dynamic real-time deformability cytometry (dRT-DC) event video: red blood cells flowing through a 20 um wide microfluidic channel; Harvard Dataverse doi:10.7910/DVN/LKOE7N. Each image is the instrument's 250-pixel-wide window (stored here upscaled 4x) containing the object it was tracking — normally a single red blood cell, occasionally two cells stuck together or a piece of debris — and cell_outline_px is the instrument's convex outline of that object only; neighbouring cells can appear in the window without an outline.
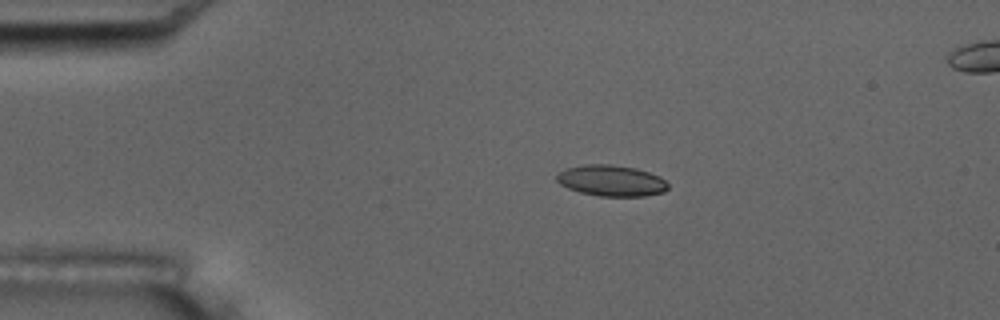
{"species": "common noctule bat (a hibernating species)", "species_latin": "Nyctalus noctula", "temperature_condition": "room temperature", "stored_images_in_passage": 9, "camera_frame_rate_fps": 3000, "um_per_image_px": 0.085, "animal": {"sex": "male", "body_mass_g": 17.5, "forearm_length_mm": 52.3}, "frame": {"image": 1, "passage_image": 3, "time_ms": 2.0, "image_size_px": [1000, 320], "cell_outline_px": [[668, 188], [664, 192], [644, 196], [600, 196], [580, 192], [568, 188], [560, 184], [556, 180], [556, 172], [564, 168], [584, 164], [612, 164], [636, 168], [660, 176], [668, 184]], "centroid_in_image_um": [51.93, 15.34], "position_along_channel_um": 33.1, "area_um2": 20.35}}
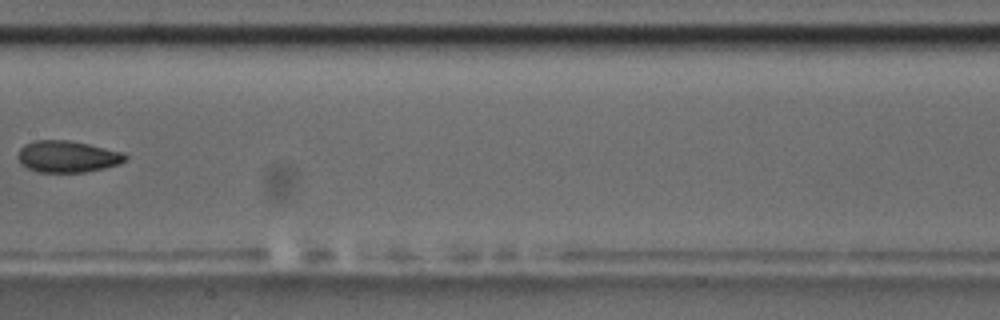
{"frame": {"image": 2, "passage_image": 8, "time_ms": 8.0, "image_size_px": [1000, 320], "cell_outline_px": [[128, 156], [120, 164], [104, 168], [84, 172], [36, 172], [20, 164], [16, 156], [20, 148], [24, 144], [36, 140], [68, 140], [88, 144], [124, 152]], "centroid_in_image_um": [5.7, 13.31], "position_along_channel_um": 201.7, "area_um2": 19.94}}